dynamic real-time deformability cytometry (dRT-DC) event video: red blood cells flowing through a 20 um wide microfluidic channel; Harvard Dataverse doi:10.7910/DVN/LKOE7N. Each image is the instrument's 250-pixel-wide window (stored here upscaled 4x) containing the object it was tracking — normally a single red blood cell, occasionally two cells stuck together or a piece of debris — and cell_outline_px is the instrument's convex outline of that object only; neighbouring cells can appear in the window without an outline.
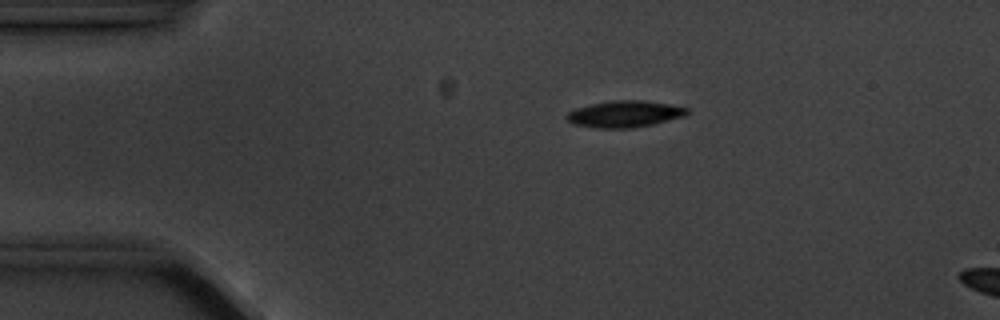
{"species": "common noctule bat (a hibernating species)", "species_latin": "Nyctalus noctula", "temperature_condition": "cold", "stored_images_in_passage": 6, "segment_of_instrument_passage": [1, 2], "camera_frame_rate_fps": 3000, "um_per_image_px": 0.085, "animal": {"sex": "male", "body_mass_g": 20.1, "forearm_length_mm": 53.5}, "frame": {"image": 1, "passage_image": 4, "time_ms": 3.333, "image_size_px": [1000, 320], "cell_outline_px": [[688, 116], [652, 124], [632, 128], [596, 128], [572, 124], [564, 116], [568, 112], [576, 108], [592, 104], [612, 100], [644, 100], [668, 104], [688, 108]], "centroid_in_image_um": [53.1, 9.69], "position_along_channel_um": 31.9, "area_um2": 18.73}}